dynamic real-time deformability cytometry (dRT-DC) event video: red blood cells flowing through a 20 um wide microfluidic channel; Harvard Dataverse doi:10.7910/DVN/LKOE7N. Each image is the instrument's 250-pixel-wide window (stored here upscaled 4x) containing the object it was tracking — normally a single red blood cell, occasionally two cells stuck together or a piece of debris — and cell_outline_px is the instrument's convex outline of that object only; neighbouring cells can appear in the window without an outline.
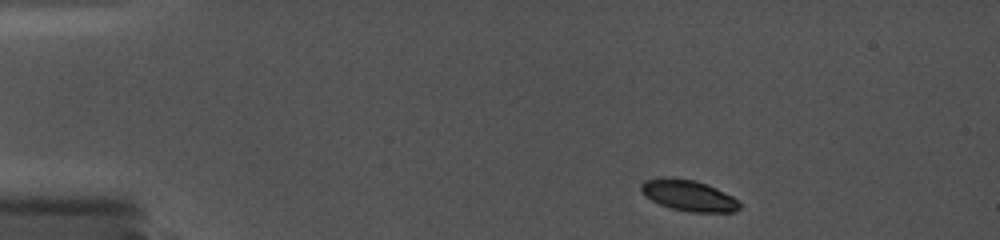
{"species": "common noctule bat (a hibernating species)", "species_latin": "Nyctalus noctula", "temperature_condition": "cold", "stored_images_in_passage": 20, "camera_frame_rate_fps": 5000, "um_per_image_px": 0.085, "animal": {"sex": "female", "body_mass_g": 19.0, "forearm_length_mm": 56.7}, "frame": {"image": 1, "passage_image": 1, "time_ms": 0.0, "image_size_px": [1000, 240], "cell_outline_px": [[744, 204], [736, 212], [688, 212], [672, 208], [660, 204], [644, 196], [640, 192], [640, 184], [644, 180], [660, 176], [672, 176], [696, 180], [716, 188], [740, 200]], "centroid_in_image_um": [58.53, 16.59], "position_along_channel_um": 26.5, "area_um2": 18.38}}
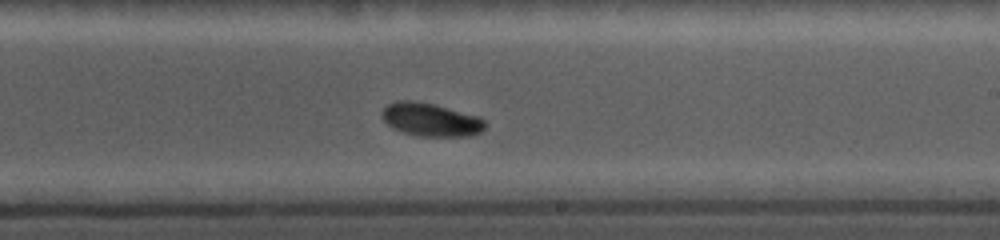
{"frame": {"image": 2, "passage_image": 12, "time_ms": 8.2, "image_size_px": [1000, 240], "cell_outline_px": [[484, 128], [480, 132], [472, 136], [416, 136], [392, 128], [384, 120], [380, 112], [388, 104], [396, 100], [412, 100], [432, 104], [480, 116], [484, 120]], "centroid_in_image_um": [36.6, 10.17], "position_along_channel_um": 252.4, "area_um2": 19.94}}
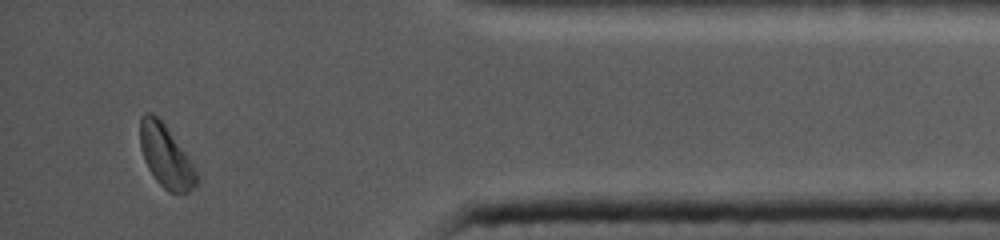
{"frame": {"image": 3, "passage_image": 19, "time_ms": 13.2, "image_size_px": [1000, 240], "cell_outline_px": [[200, 180], [188, 192], [168, 192], [156, 180], [148, 168], [144, 160], [140, 148], [140, 116], [144, 112], [152, 112], [164, 124], [184, 152], [200, 176]], "centroid_in_image_um": [14.08, 13.28], "position_along_channel_um": 421.1, "area_um2": 20.35}, "authors_computed_cell_mechanics": {"area_um2": 19.5075, "velocity_mm_per_s": 3.7686, "shape_relaxation_time_tau1_ms": 1.2083, "shape_relaxation_time_tau2_ms": 6.9664, "deformation_change_tau1": 0.0772, "deformation_change_tau2": 0.0964}}